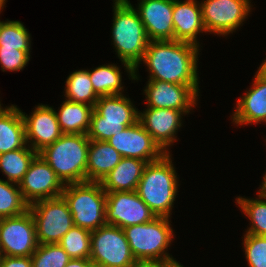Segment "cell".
Instances as JSON below:
<instances>
[{"label":"cell","instance_id":"f1b7e54d","mask_svg":"<svg viewBox=\"0 0 266 267\" xmlns=\"http://www.w3.org/2000/svg\"><path fill=\"white\" fill-rule=\"evenodd\" d=\"M58 244L73 258H90L91 231L79 226L73 227L61 238Z\"/></svg>","mask_w":266,"mask_h":267},{"label":"cell","instance_id":"4dcf8cb0","mask_svg":"<svg viewBox=\"0 0 266 267\" xmlns=\"http://www.w3.org/2000/svg\"><path fill=\"white\" fill-rule=\"evenodd\" d=\"M29 31L20 21H0V47L30 50Z\"/></svg>","mask_w":266,"mask_h":267},{"label":"cell","instance_id":"44dd1931","mask_svg":"<svg viewBox=\"0 0 266 267\" xmlns=\"http://www.w3.org/2000/svg\"><path fill=\"white\" fill-rule=\"evenodd\" d=\"M147 162L122 157L120 162L100 182L106 193L136 191Z\"/></svg>","mask_w":266,"mask_h":267},{"label":"cell","instance_id":"f546056e","mask_svg":"<svg viewBox=\"0 0 266 267\" xmlns=\"http://www.w3.org/2000/svg\"><path fill=\"white\" fill-rule=\"evenodd\" d=\"M236 203L251 221V226L245 232L247 234L266 236V199L261 197L257 199L237 197Z\"/></svg>","mask_w":266,"mask_h":267},{"label":"cell","instance_id":"8fae6325","mask_svg":"<svg viewBox=\"0 0 266 267\" xmlns=\"http://www.w3.org/2000/svg\"><path fill=\"white\" fill-rule=\"evenodd\" d=\"M250 0H203L200 3L206 33L228 35L243 25L251 12Z\"/></svg>","mask_w":266,"mask_h":267},{"label":"cell","instance_id":"7c38bea8","mask_svg":"<svg viewBox=\"0 0 266 267\" xmlns=\"http://www.w3.org/2000/svg\"><path fill=\"white\" fill-rule=\"evenodd\" d=\"M18 186L25 202L31 205L40 200L60 197L65 185L48 163L37 154Z\"/></svg>","mask_w":266,"mask_h":267},{"label":"cell","instance_id":"d6a6232c","mask_svg":"<svg viewBox=\"0 0 266 267\" xmlns=\"http://www.w3.org/2000/svg\"><path fill=\"white\" fill-rule=\"evenodd\" d=\"M243 248L249 267H266V236L244 235Z\"/></svg>","mask_w":266,"mask_h":267},{"label":"cell","instance_id":"cb8c5ba5","mask_svg":"<svg viewBox=\"0 0 266 267\" xmlns=\"http://www.w3.org/2000/svg\"><path fill=\"white\" fill-rule=\"evenodd\" d=\"M55 114L63 134H87L94 107L65 100Z\"/></svg>","mask_w":266,"mask_h":267},{"label":"cell","instance_id":"ffe728a7","mask_svg":"<svg viewBox=\"0 0 266 267\" xmlns=\"http://www.w3.org/2000/svg\"><path fill=\"white\" fill-rule=\"evenodd\" d=\"M231 119L236 125L266 123V80L257 72L251 89L238 99Z\"/></svg>","mask_w":266,"mask_h":267},{"label":"cell","instance_id":"d6986e66","mask_svg":"<svg viewBox=\"0 0 266 267\" xmlns=\"http://www.w3.org/2000/svg\"><path fill=\"white\" fill-rule=\"evenodd\" d=\"M174 40L199 45L198 33H206L200 2L196 0H174L173 7Z\"/></svg>","mask_w":266,"mask_h":267},{"label":"cell","instance_id":"2e32d148","mask_svg":"<svg viewBox=\"0 0 266 267\" xmlns=\"http://www.w3.org/2000/svg\"><path fill=\"white\" fill-rule=\"evenodd\" d=\"M21 114L27 145L37 153L63 135L54 108L41 104L35 107L31 115H25L22 111Z\"/></svg>","mask_w":266,"mask_h":267},{"label":"cell","instance_id":"5bb4252c","mask_svg":"<svg viewBox=\"0 0 266 267\" xmlns=\"http://www.w3.org/2000/svg\"><path fill=\"white\" fill-rule=\"evenodd\" d=\"M199 85H180L158 80H148L144 89L149 108H169L185 115L197 104Z\"/></svg>","mask_w":266,"mask_h":267},{"label":"cell","instance_id":"1f68e13d","mask_svg":"<svg viewBox=\"0 0 266 267\" xmlns=\"http://www.w3.org/2000/svg\"><path fill=\"white\" fill-rule=\"evenodd\" d=\"M71 258L58 244H39L31 256L32 267H65Z\"/></svg>","mask_w":266,"mask_h":267},{"label":"cell","instance_id":"f35d334b","mask_svg":"<svg viewBox=\"0 0 266 267\" xmlns=\"http://www.w3.org/2000/svg\"><path fill=\"white\" fill-rule=\"evenodd\" d=\"M257 73L266 80V59L262 62L261 66H259Z\"/></svg>","mask_w":266,"mask_h":267},{"label":"cell","instance_id":"3957f363","mask_svg":"<svg viewBox=\"0 0 266 267\" xmlns=\"http://www.w3.org/2000/svg\"><path fill=\"white\" fill-rule=\"evenodd\" d=\"M171 155L149 162L144 168L136 192L156 217H170L178 192V177Z\"/></svg>","mask_w":266,"mask_h":267},{"label":"cell","instance_id":"7a4b0ae2","mask_svg":"<svg viewBox=\"0 0 266 267\" xmlns=\"http://www.w3.org/2000/svg\"><path fill=\"white\" fill-rule=\"evenodd\" d=\"M112 40L115 52L132 80H138L137 70L143 59L149 38L139 13L131 3L114 4Z\"/></svg>","mask_w":266,"mask_h":267},{"label":"cell","instance_id":"60d3db41","mask_svg":"<svg viewBox=\"0 0 266 267\" xmlns=\"http://www.w3.org/2000/svg\"><path fill=\"white\" fill-rule=\"evenodd\" d=\"M6 2V0H0V12H1V10H2V8L5 6V3Z\"/></svg>","mask_w":266,"mask_h":267},{"label":"cell","instance_id":"e0dca14e","mask_svg":"<svg viewBox=\"0 0 266 267\" xmlns=\"http://www.w3.org/2000/svg\"><path fill=\"white\" fill-rule=\"evenodd\" d=\"M183 114L175 109L147 107L143 113L139 112V121L159 147L169 153L167 147L176 142L175 135L182 126Z\"/></svg>","mask_w":266,"mask_h":267},{"label":"cell","instance_id":"5b68a950","mask_svg":"<svg viewBox=\"0 0 266 267\" xmlns=\"http://www.w3.org/2000/svg\"><path fill=\"white\" fill-rule=\"evenodd\" d=\"M87 134H63L53 144L38 152L64 185L86 181Z\"/></svg>","mask_w":266,"mask_h":267},{"label":"cell","instance_id":"74e56055","mask_svg":"<svg viewBox=\"0 0 266 267\" xmlns=\"http://www.w3.org/2000/svg\"><path fill=\"white\" fill-rule=\"evenodd\" d=\"M151 267H183V265H181L176 260H173V261H170V262L161 263V264L154 265V266H151Z\"/></svg>","mask_w":266,"mask_h":267},{"label":"cell","instance_id":"52a82bcc","mask_svg":"<svg viewBox=\"0 0 266 267\" xmlns=\"http://www.w3.org/2000/svg\"><path fill=\"white\" fill-rule=\"evenodd\" d=\"M138 121V109L124 94L100 96L94 106L87 137L106 141Z\"/></svg>","mask_w":266,"mask_h":267},{"label":"cell","instance_id":"277c9868","mask_svg":"<svg viewBox=\"0 0 266 267\" xmlns=\"http://www.w3.org/2000/svg\"><path fill=\"white\" fill-rule=\"evenodd\" d=\"M170 226L168 217H155L151 222L123 228L132 255L140 266L151 267L175 260L166 250L174 236Z\"/></svg>","mask_w":266,"mask_h":267},{"label":"cell","instance_id":"9c48e42d","mask_svg":"<svg viewBox=\"0 0 266 267\" xmlns=\"http://www.w3.org/2000/svg\"><path fill=\"white\" fill-rule=\"evenodd\" d=\"M38 244L58 243L73 227V217L62 196L29 205Z\"/></svg>","mask_w":266,"mask_h":267},{"label":"cell","instance_id":"4fadbf2b","mask_svg":"<svg viewBox=\"0 0 266 267\" xmlns=\"http://www.w3.org/2000/svg\"><path fill=\"white\" fill-rule=\"evenodd\" d=\"M106 223L120 228L151 222L156 216L136 191L106 193Z\"/></svg>","mask_w":266,"mask_h":267},{"label":"cell","instance_id":"b9f144b4","mask_svg":"<svg viewBox=\"0 0 266 267\" xmlns=\"http://www.w3.org/2000/svg\"><path fill=\"white\" fill-rule=\"evenodd\" d=\"M91 267H104V266L93 264Z\"/></svg>","mask_w":266,"mask_h":267},{"label":"cell","instance_id":"603a6c76","mask_svg":"<svg viewBox=\"0 0 266 267\" xmlns=\"http://www.w3.org/2000/svg\"><path fill=\"white\" fill-rule=\"evenodd\" d=\"M121 159V154L108 142L90 140L86 181L101 182Z\"/></svg>","mask_w":266,"mask_h":267},{"label":"cell","instance_id":"9a60e30c","mask_svg":"<svg viewBox=\"0 0 266 267\" xmlns=\"http://www.w3.org/2000/svg\"><path fill=\"white\" fill-rule=\"evenodd\" d=\"M122 157L135 158L147 163L160 159L165 152L152 136L137 123L126 127L106 140Z\"/></svg>","mask_w":266,"mask_h":267},{"label":"cell","instance_id":"8992f818","mask_svg":"<svg viewBox=\"0 0 266 267\" xmlns=\"http://www.w3.org/2000/svg\"><path fill=\"white\" fill-rule=\"evenodd\" d=\"M73 217V224L90 231L106 223V192L100 182L66 184L62 195Z\"/></svg>","mask_w":266,"mask_h":267},{"label":"cell","instance_id":"83f0119b","mask_svg":"<svg viewBox=\"0 0 266 267\" xmlns=\"http://www.w3.org/2000/svg\"><path fill=\"white\" fill-rule=\"evenodd\" d=\"M28 209L18 184L0 179V219L20 215Z\"/></svg>","mask_w":266,"mask_h":267},{"label":"cell","instance_id":"d590c367","mask_svg":"<svg viewBox=\"0 0 266 267\" xmlns=\"http://www.w3.org/2000/svg\"><path fill=\"white\" fill-rule=\"evenodd\" d=\"M93 262L89 258L70 259L65 267H91Z\"/></svg>","mask_w":266,"mask_h":267},{"label":"cell","instance_id":"d4e9b609","mask_svg":"<svg viewBox=\"0 0 266 267\" xmlns=\"http://www.w3.org/2000/svg\"><path fill=\"white\" fill-rule=\"evenodd\" d=\"M37 154L27 145L24 148L0 154V170L7 177L6 181L19 184Z\"/></svg>","mask_w":266,"mask_h":267},{"label":"cell","instance_id":"7bdbcfd3","mask_svg":"<svg viewBox=\"0 0 266 267\" xmlns=\"http://www.w3.org/2000/svg\"><path fill=\"white\" fill-rule=\"evenodd\" d=\"M2 257V250H1V247H0V258Z\"/></svg>","mask_w":266,"mask_h":267},{"label":"cell","instance_id":"8d00e7d4","mask_svg":"<svg viewBox=\"0 0 266 267\" xmlns=\"http://www.w3.org/2000/svg\"><path fill=\"white\" fill-rule=\"evenodd\" d=\"M260 189L258 191V197H261L263 199H266V173L263 176L262 186L260 185Z\"/></svg>","mask_w":266,"mask_h":267},{"label":"cell","instance_id":"ab89813d","mask_svg":"<svg viewBox=\"0 0 266 267\" xmlns=\"http://www.w3.org/2000/svg\"><path fill=\"white\" fill-rule=\"evenodd\" d=\"M115 3L113 4H125V3H130L128 0H114Z\"/></svg>","mask_w":266,"mask_h":267},{"label":"cell","instance_id":"ac0fdd59","mask_svg":"<svg viewBox=\"0 0 266 267\" xmlns=\"http://www.w3.org/2000/svg\"><path fill=\"white\" fill-rule=\"evenodd\" d=\"M137 12L150 41L174 40V0H139Z\"/></svg>","mask_w":266,"mask_h":267},{"label":"cell","instance_id":"e575fe53","mask_svg":"<svg viewBox=\"0 0 266 267\" xmlns=\"http://www.w3.org/2000/svg\"><path fill=\"white\" fill-rule=\"evenodd\" d=\"M1 267H32L31 256H2L0 258Z\"/></svg>","mask_w":266,"mask_h":267},{"label":"cell","instance_id":"ba28073f","mask_svg":"<svg viewBox=\"0 0 266 267\" xmlns=\"http://www.w3.org/2000/svg\"><path fill=\"white\" fill-rule=\"evenodd\" d=\"M89 259L104 267H141L132 255L124 230L110 224L91 231Z\"/></svg>","mask_w":266,"mask_h":267},{"label":"cell","instance_id":"7402d4cb","mask_svg":"<svg viewBox=\"0 0 266 267\" xmlns=\"http://www.w3.org/2000/svg\"><path fill=\"white\" fill-rule=\"evenodd\" d=\"M27 145L25 123L21 110L15 105L0 108V154Z\"/></svg>","mask_w":266,"mask_h":267},{"label":"cell","instance_id":"6da1fadb","mask_svg":"<svg viewBox=\"0 0 266 267\" xmlns=\"http://www.w3.org/2000/svg\"><path fill=\"white\" fill-rule=\"evenodd\" d=\"M199 46L183 41H149L143 56L149 79L180 85H199Z\"/></svg>","mask_w":266,"mask_h":267},{"label":"cell","instance_id":"30bf717a","mask_svg":"<svg viewBox=\"0 0 266 267\" xmlns=\"http://www.w3.org/2000/svg\"><path fill=\"white\" fill-rule=\"evenodd\" d=\"M36 228L31 211L0 219L2 256H32L38 247Z\"/></svg>","mask_w":266,"mask_h":267},{"label":"cell","instance_id":"484cf974","mask_svg":"<svg viewBox=\"0 0 266 267\" xmlns=\"http://www.w3.org/2000/svg\"><path fill=\"white\" fill-rule=\"evenodd\" d=\"M65 99L76 103L95 106L99 95L94 91L88 70L71 73L66 80Z\"/></svg>","mask_w":266,"mask_h":267},{"label":"cell","instance_id":"836d02e7","mask_svg":"<svg viewBox=\"0 0 266 267\" xmlns=\"http://www.w3.org/2000/svg\"><path fill=\"white\" fill-rule=\"evenodd\" d=\"M30 60V50L0 47V65L4 71H20Z\"/></svg>","mask_w":266,"mask_h":267},{"label":"cell","instance_id":"4316f807","mask_svg":"<svg viewBox=\"0 0 266 267\" xmlns=\"http://www.w3.org/2000/svg\"><path fill=\"white\" fill-rule=\"evenodd\" d=\"M94 91L99 96L122 94V76L118 66L108 64L88 70Z\"/></svg>","mask_w":266,"mask_h":267}]
</instances>
